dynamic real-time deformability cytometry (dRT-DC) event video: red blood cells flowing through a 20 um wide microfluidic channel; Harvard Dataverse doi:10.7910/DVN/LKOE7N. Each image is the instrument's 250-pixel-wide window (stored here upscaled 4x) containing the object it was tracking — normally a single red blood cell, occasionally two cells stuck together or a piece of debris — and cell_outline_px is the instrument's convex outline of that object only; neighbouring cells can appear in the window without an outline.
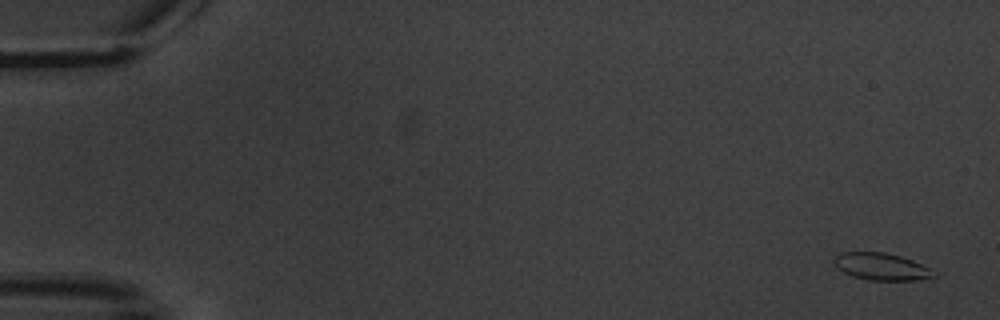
{"species": "common noctule bat (a hibernating species)", "species_latin": "Nyctalus noctula", "temperature_condition": "warm", "stored_images_in_passage": 14, "camera_frame_rate_fps": 3000, "um_per_image_px": 0.085, "animal": {"sex": "male", "body_mass_g": 20.1, "forearm_length_mm": 53.5}, "frame": {"image": 1, "passage_image": 1, "time_ms": 0.0, "image_size_px": [1000, 320], "cell_outline_px": [[936, 276], [920, 280], [868, 280], [852, 276], [836, 268], [832, 260], [840, 252], [884, 252], [900, 256], [912, 260], [936, 272]], "centroid_in_image_um": [74.89, 22.66], "position_along_channel_um": 10.1, "area_um2": 15.78}}
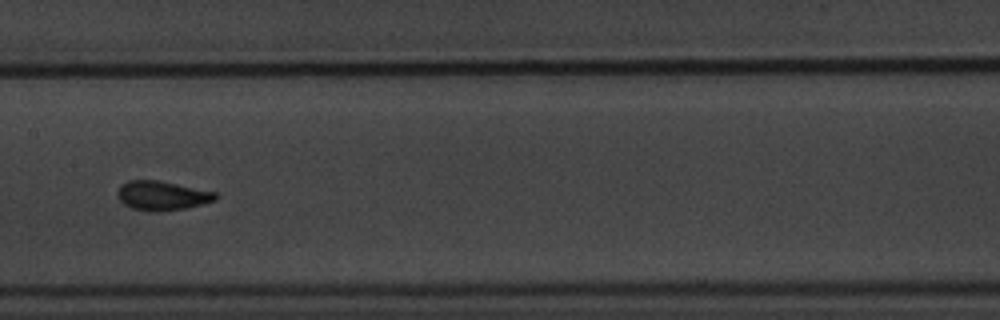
{"frame": {"image": 2, "passage_image": 7, "time_ms": 9.667, "image_size_px": [1000, 320], "cell_outline_px": [[220, 196], [216, 200], [184, 208], [156, 212], [148, 212], [132, 208], [124, 204], [116, 196], [116, 192], [120, 184], [128, 180], [156, 180], [216, 192]], "centroid_in_image_um": [13.73, 16.63], "position_along_channel_um": 193.7, "area_um2": 16.76}}
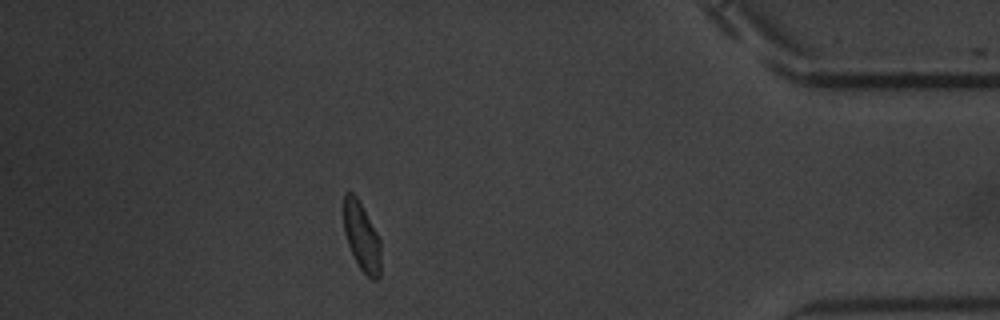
{"frame": {"image": 3, "passage_image": 13, "time_ms": 17.0, "image_size_px": [1000, 320], "cell_outline_px": [[380, 276], [376, 280], [372, 280], [360, 268], [348, 244], [344, 232], [344, 192], [352, 192], [356, 196], [376, 232], [380, 240]], "centroid_in_image_um": [30.74, 20.13], "position_along_channel_um": 404.5, "area_um2": 14.51}, "authors_computed_cell_mechanics": {"area_um2": 15.9528, "velocity_mm_per_s": 3.427, "shape_relaxation_time_tau1_ms": 4.7655, "shape_relaxation_time_tau2_ms": 1.2568, "deformation_change_tau1": 0.1277, "deformation_change_tau2": 0.0371}}